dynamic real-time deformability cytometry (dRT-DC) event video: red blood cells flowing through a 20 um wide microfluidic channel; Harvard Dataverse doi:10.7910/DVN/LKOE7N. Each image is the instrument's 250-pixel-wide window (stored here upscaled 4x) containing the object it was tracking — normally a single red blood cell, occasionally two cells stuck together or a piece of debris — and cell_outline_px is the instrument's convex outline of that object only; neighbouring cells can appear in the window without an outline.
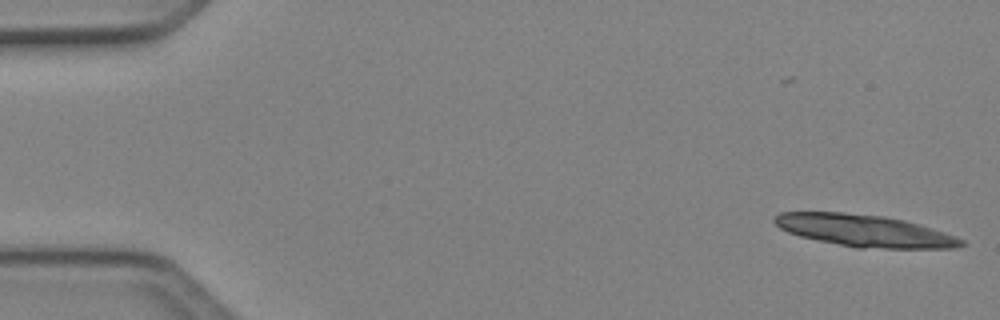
{"species": "Egyptian fruit bat (a non-hibernating species)", "species_latin": "Rousettus aegyptiacus", "temperature_condition": "cold", "stored_images_in_passage": 5, "camera_frame_rate_fps": 3000, "um_per_image_px": 0.085, "animal": {"sex": "female"}, "frame": {"image": 1, "passage_image": 1, "time_ms": 0.0, "image_size_px": [1000, 320], "cell_outline_px": [[968, 244], [956, 248], [856, 248], [800, 236], [788, 232], [780, 228], [772, 220], [780, 212], [840, 212], [884, 216], [904, 220], [920, 224], [956, 236], [964, 240]], "centroid_in_image_um": [73.53, 19.61], "position_along_channel_um": 11.5, "area_um2": 34.8}}
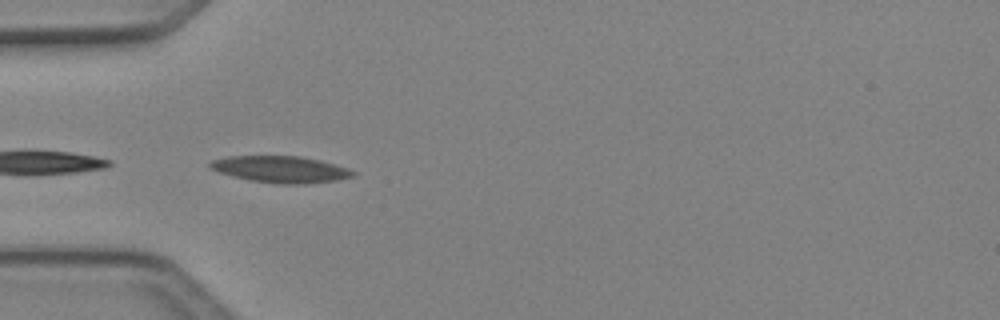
{"frame": {"image": 2, "passage_image": 4, "time_ms": 1.0, "image_size_px": [1000, 320], "cell_outline_px": [[356, 172], [352, 176], [336, 180], [304, 184], [276, 184], [252, 180], [232, 176], [208, 168], [208, 164], [212, 160], [228, 156], [300, 156], [320, 160], [348, 168]], "centroid_in_image_um": [23.83, 14.39], "position_along_channel_um": 61.2, "area_um2": 22.08}}
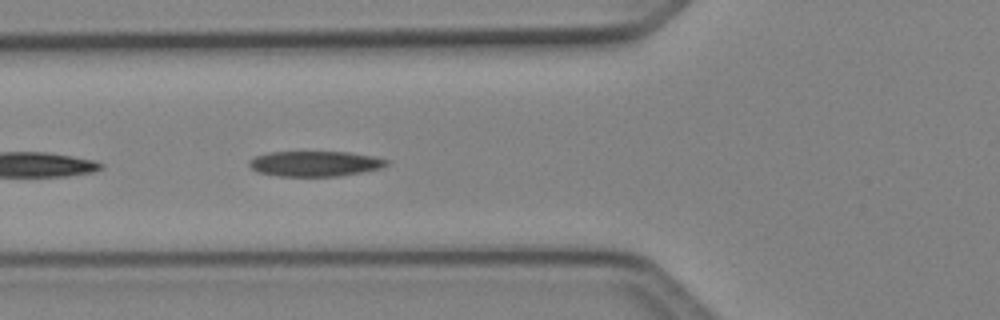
{"frame": {"image": 3, "passage_image": 5, "time_ms": 1.333, "image_size_px": [1000, 320], "cell_outline_px": [[388, 164], [380, 168], [340, 176], [276, 176], [256, 172], [248, 164], [248, 160], [256, 156], [268, 152], [348, 152], [372, 156], [388, 160]], "centroid_in_image_um": [26.72, 13.91], "position_along_channel_um": 99.1, "area_um2": 20.23}}